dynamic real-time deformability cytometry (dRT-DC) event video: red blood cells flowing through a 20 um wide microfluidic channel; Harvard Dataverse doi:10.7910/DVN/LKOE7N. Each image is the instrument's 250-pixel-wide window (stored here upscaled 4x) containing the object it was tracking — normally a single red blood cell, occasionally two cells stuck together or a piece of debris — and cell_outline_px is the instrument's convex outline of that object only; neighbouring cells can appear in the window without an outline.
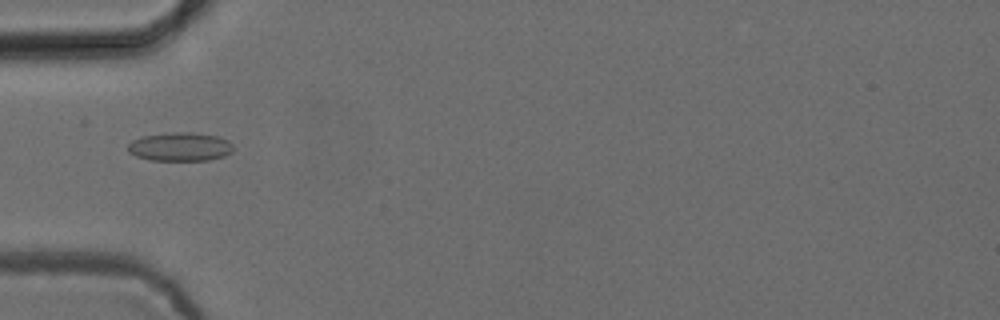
{"species": "common noctule bat (a hibernating species)", "species_latin": "Nyctalus noctula", "temperature_condition": "cold", "stored_images_in_passage": 36, "camera_frame_rate_fps": 3000, "um_per_image_px": 0.085, "animal": {"sex": "female", "body_mass_g": 24.6, "forearm_length_mm": 56.2}, "frame": {"image": 1, "passage_image": 1, "time_ms": 0.0, "image_size_px": [1000, 320], "cell_outline_px": [[232, 152], [224, 156], [208, 160], [148, 160], [136, 156], [128, 152], [128, 144], [132, 140], [140, 136], [172, 132], [192, 132], [220, 136], [228, 140], [232, 144]], "centroid_in_image_um": [15.3, 12.46], "position_along_channel_um": 69.7, "area_um2": 17.8}}
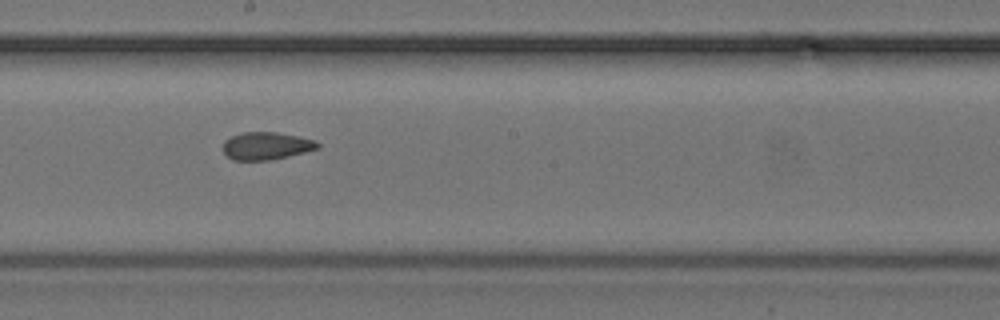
{"frame": {"image": 2, "passage_image": 13, "time_ms": 4.0, "image_size_px": [1000, 320], "cell_outline_px": [[320, 148], [272, 160], [232, 160], [224, 152], [224, 140], [232, 136], [244, 132], [276, 132], [300, 136], [316, 140], [320, 144]], "centroid_in_image_um": [22.67, 12.39], "position_along_channel_um": 225.5, "area_um2": 15.26}}
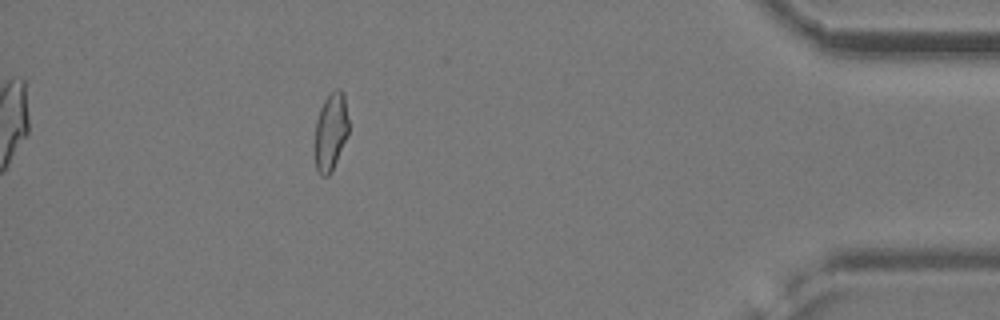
{"frame": {"image": 3, "passage_image": 31, "time_ms": 10.0, "image_size_px": [1000, 320], "cell_outline_px": [[348, 136], [328, 176], [320, 176], [316, 168], [316, 120], [320, 108], [324, 100], [336, 88], [340, 88], [344, 92], [348, 120]], "centroid_in_image_um": [28.13, 11.15], "position_along_channel_um": 407.1, "area_um2": 15.03}, "authors_computed_cell_mechanics": {"area_um2": 15.7794, "velocity_mm_per_s": 3.8796, "shape_relaxation_time_tau1_ms": null, "shape_relaxation_time_tau2_ms": 1.8395, "deformation_change_tau1": null, "deformation_change_tau2": 0.0776}}